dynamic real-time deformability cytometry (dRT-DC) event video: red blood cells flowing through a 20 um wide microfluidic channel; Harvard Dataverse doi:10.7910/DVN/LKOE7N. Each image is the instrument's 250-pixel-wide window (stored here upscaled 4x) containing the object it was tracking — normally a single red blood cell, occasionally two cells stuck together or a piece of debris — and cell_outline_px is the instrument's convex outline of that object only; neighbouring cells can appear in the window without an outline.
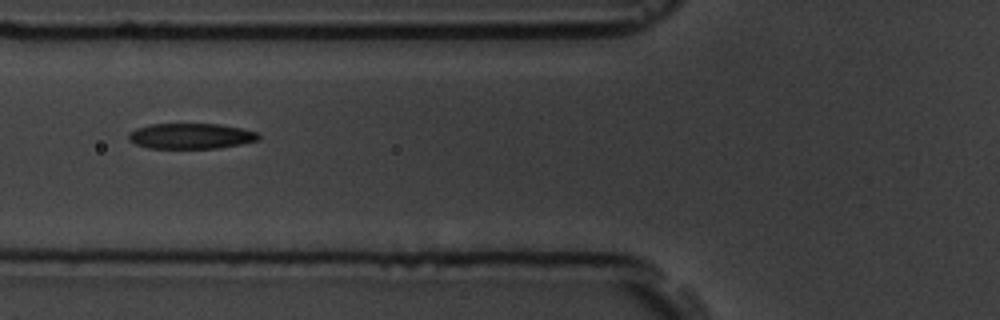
{"species": "common noctule bat (a hibernating species)", "species_latin": "Nyctalus noctula", "temperature_condition": "room temperature", "stored_images_in_passage": 4, "camera_frame_rate_fps": 3000, "um_per_image_px": 0.085, "animal": {"sex": "male", "body_mass_g": 19.5, "forearm_length_mm": 54.6}, "frame": {"image": 1, "passage_image": 2, "time_ms": 0.333, "image_size_px": [1000, 320], "cell_outline_px": [[260, 140], [240, 144], [216, 148], [148, 148], [136, 144], [128, 140], [128, 132], [136, 128], [152, 124], [220, 124], [240, 128], [256, 132], [260, 136]], "centroid_in_image_um": [16.2, 11.56], "position_along_channel_um": 109.6, "area_um2": 19.31}}
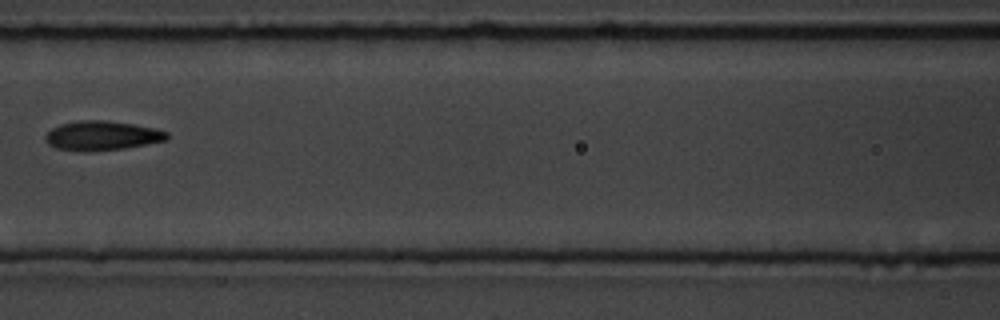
{"frame": {"image": 2, "passage_image": 3, "time_ms": 0.667, "image_size_px": [1000, 320], "cell_outline_px": [[168, 140], [124, 148], [56, 148], [48, 144], [44, 136], [52, 128], [60, 124], [80, 120], [104, 120], [132, 124], [156, 128], [168, 132]], "centroid_in_image_um": [8.72, 11.47], "position_along_channel_um": 157.9, "area_um2": 19.83}}
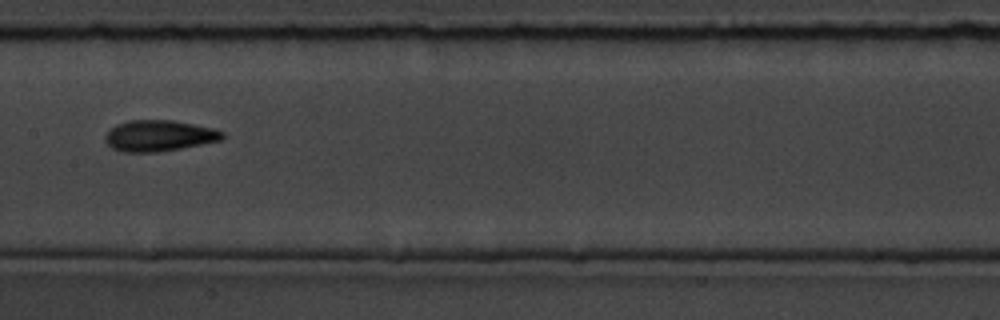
{"frame": {"image": 3, "passage_image": 4, "time_ms": 1.0, "image_size_px": [1000, 320], "cell_outline_px": [[224, 136], [220, 140], [180, 148], [156, 152], [124, 152], [112, 148], [104, 140], [104, 136], [116, 124], [128, 120], [172, 120], [216, 128], [224, 132]], "centroid_in_image_um": [13.51, 11.52], "position_along_channel_um": 193.9, "area_um2": 21.15}}